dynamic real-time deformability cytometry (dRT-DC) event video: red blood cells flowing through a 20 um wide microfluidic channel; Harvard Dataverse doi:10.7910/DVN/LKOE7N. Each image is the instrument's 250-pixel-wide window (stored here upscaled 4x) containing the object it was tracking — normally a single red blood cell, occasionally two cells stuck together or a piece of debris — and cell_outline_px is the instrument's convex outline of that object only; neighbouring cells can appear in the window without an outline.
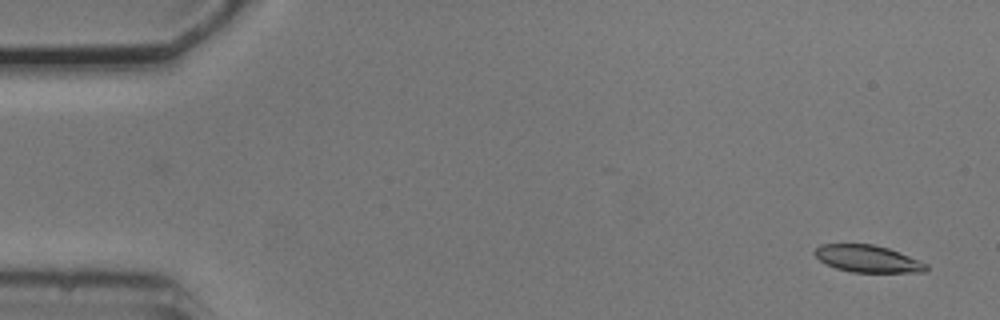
{"species": "common noctule bat (a hibernating species)", "species_latin": "Nyctalus noctula", "temperature_condition": "cold", "stored_images_in_passage": 54, "camera_frame_rate_fps": 3000, "um_per_image_px": 0.085, "animal": {"sex": "male", "body_mass_g": 20.5, "forearm_length_mm": 52.5}, "frame": {"image": 1, "passage_image": 3, "time_ms": 0.667, "image_size_px": [1000, 320], "cell_outline_px": [[928, 268], [924, 272], [852, 272], [836, 268], [820, 260], [812, 252], [820, 244], [872, 244], [888, 248], [920, 260], [928, 264]], "centroid_in_image_um": [73.76, 21.99], "position_along_channel_um": 11.2, "area_um2": 17.51}}
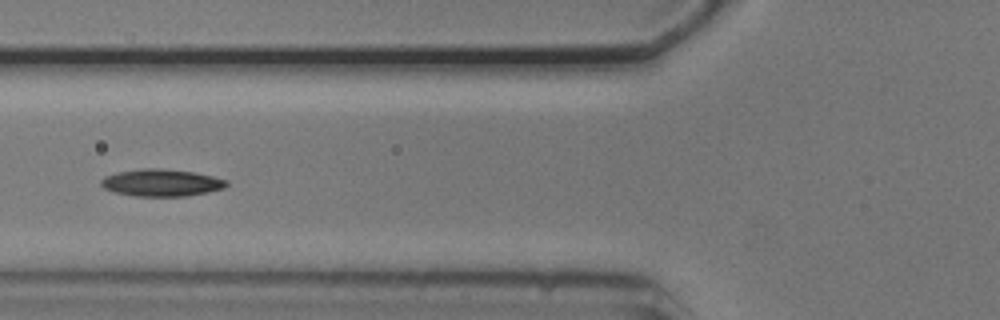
{"frame": {"image": 2, "passage_image": 21, "time_ms": 6.667, "image_size_px": [1000, 320], "cell_outline_px": [[228, 184], [224, 188], [188, 196], [132, 196], [112, 192], [104, 188], [100, 184], [100, 180], [104, 176], [120, 172], [140, 168], [160, 168], [192, 172], [212, 176], [228, 180]], "centroid_in_image_um": [13.69, 15.53], "position_along_channel_um": 112.1, "area_um2": 19.88}}
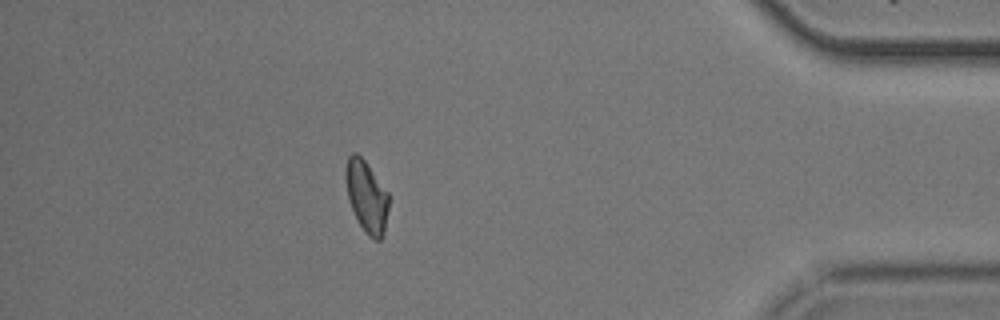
{"frame": {"image": 3, "passage_image": 48, "time_ms": 15.667, "image_size_px": [1000, 320], "cell_outline_px": [[388, 208], [384, 232], [380, 240], [376, 240], [368, 236], [364, 232], [352, 208], [348, 196], [344, 176], [344, 172], [348, 156], [352, 152], [356, 152], [364, 160], [388, 192]], "centroid_in_image_um": [31.14, 16.68], "position_along_channel_um": 404.1, "area_um2": 17.8}, "authors_computed_cell_mechanics": {"area_um2": 18.496, "velocity_mm_per_s": 3.7387, "shape_relaxation_time_tau1_ms": 2.718, "shape_relaxation_time_tau2_ms": null, "deformation_change_tau1": 0.1219, "deformation_change_tau2": null}}